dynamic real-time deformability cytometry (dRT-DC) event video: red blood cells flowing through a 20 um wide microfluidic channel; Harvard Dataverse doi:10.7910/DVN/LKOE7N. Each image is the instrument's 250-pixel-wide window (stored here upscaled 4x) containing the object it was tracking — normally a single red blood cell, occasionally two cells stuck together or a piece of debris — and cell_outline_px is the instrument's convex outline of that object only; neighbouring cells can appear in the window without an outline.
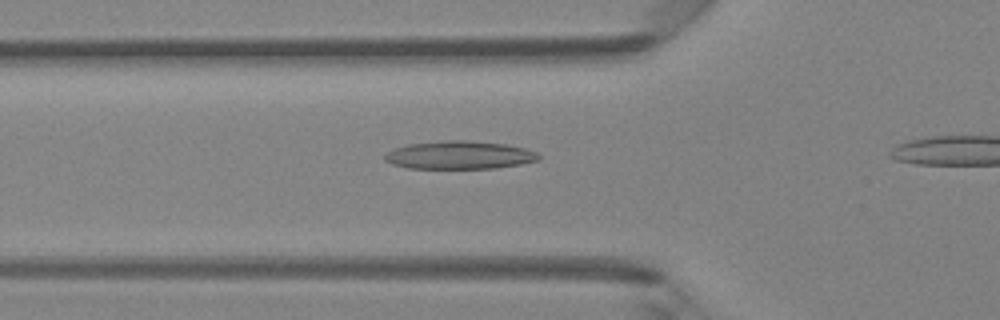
{"species": "Egyptian fruit bat (a non-hibernating species)", "species_latin": "Rousettus aegyptiacus", "temperature_condition": "room temperature", "stored_images_in_passage": 31, "camera_frame_rate_fps": 3000, "um_per_image_px": 0.085, "animal": {"sex": "female"}, "frame": {"image": 1, "passage_image": 8, "time_ms": 2.333, "image_size_px": [1000, 320], "cell_outline_px": [[540, 160], [520, 164], [496, 168], [408, 168], [392, 164], [384, 160], [384, 156], [388, 152], [396, 148], [408, 144], [448, 140], [468, 140], [504, 144], [524, 148], [536, 152], [540, 156]], "centroid_in_image_um": [39.06, 13.18], "position_along_channel_um": 86.7, "area_um2": 25.03}}
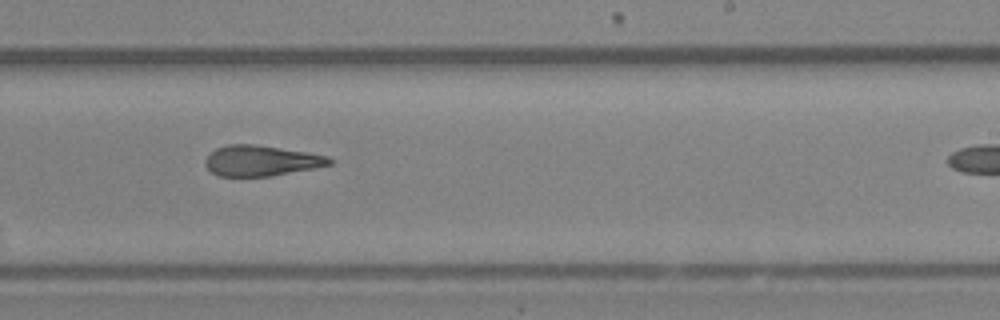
{"frame": {"image": 2, "passage_image": 21, "time_ms": 6.667, "image_size_px": [1000, 320], "cell_outline_px": [[332, 164], [272, 176], [220, 176], [212, 172], [204, 164], [204, 160], [216, 148], [228, 144], [256, 144], [308, 152], [328, 156], [332, 160]], "centroid_in_image_um": [22.19, 13.65], "position_along_channel_um": 266.8, "area_um2": 22.02}}
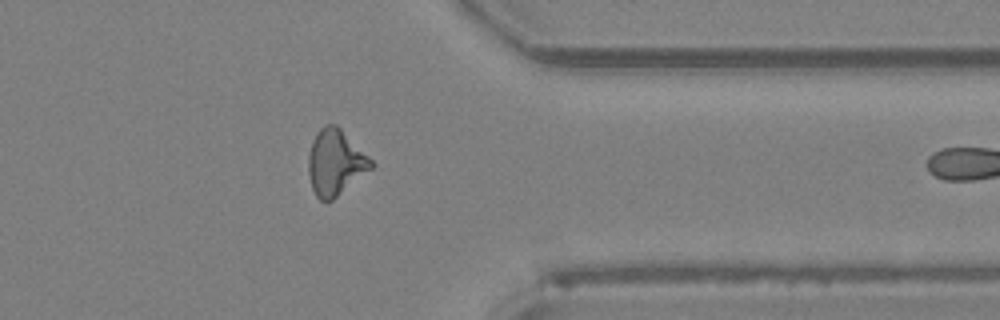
{"frame": {"image": 3, "passage_image": 30, "time_ms": 9.667, "image_size_px": [1000, 320], "cell_outline_px": [[376, 164], [372, 168], [332, 200], [320, 200], [316, 196], [312, 188], [308, 172], [308, 156], [312, 140], [316, 132], [324, 124], [336, 124]], "centroid_in_image_um": [28.49, 13.79], "position_along_channel_um": 382.9, "area_um2": 23.81}}